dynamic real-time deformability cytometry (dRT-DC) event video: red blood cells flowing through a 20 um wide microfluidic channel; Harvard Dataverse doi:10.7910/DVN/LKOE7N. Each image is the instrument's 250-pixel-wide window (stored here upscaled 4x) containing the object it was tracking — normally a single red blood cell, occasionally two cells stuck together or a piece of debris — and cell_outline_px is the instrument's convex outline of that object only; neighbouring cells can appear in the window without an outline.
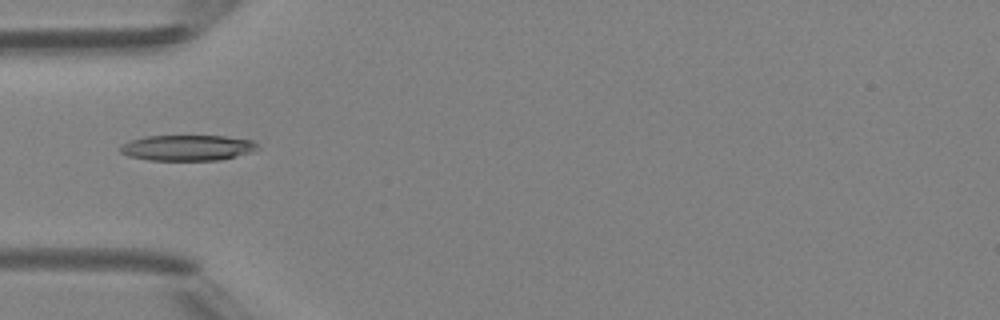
{"species": "Egyptian fruit bat (a non-hibernating species)", "species_latin": "Rousettus aegyptiacus", "temperature_condition": "room temperature", "stored_images_in_passage": 48, "camera_frame_rate_fps": 3000, "um_per_image_px": 0.085, "animal": {"sex": "female"}, "frame": {"image": 1, "passage_image": 16, "time_ms": 5.0, "image_size_px": [1000, 320], "cell_outline_px": [[260, 148], [252, 152], [220, 160], [148, 160], [128, 156], [120, 152], [120, 148], [124, 144], [132, 140], [144, 136], [224, 136], [252, 140], [260, 144]], "centroid_in_image_um": [15.98, 12.56], "position_along_channel_um": 69.0, "area_um2": 20.58}}
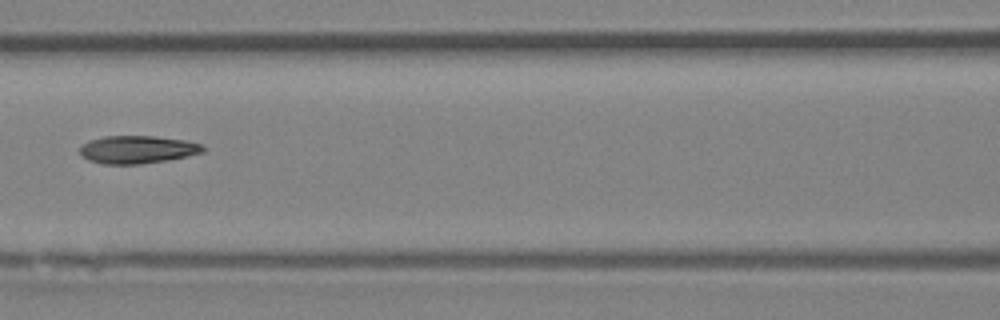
{"frame": {"image": 2, "passage_image": 22, "time_ms": 7.0, "image_size_px": [1000, 320], "cell_outline_px": [[208, 148], [204, 152], [168, 160], [140, 164], [104, 164], [88, 160], [80, 156], [80, 148], [84, 144], [92, 140], [104, 136], [156, 136], [184, 140], [204, 144]], "centroid_in_image_um": [11.73, 12.71], "position_along_channel_um": 154.9, "area_um2": 20.06}}
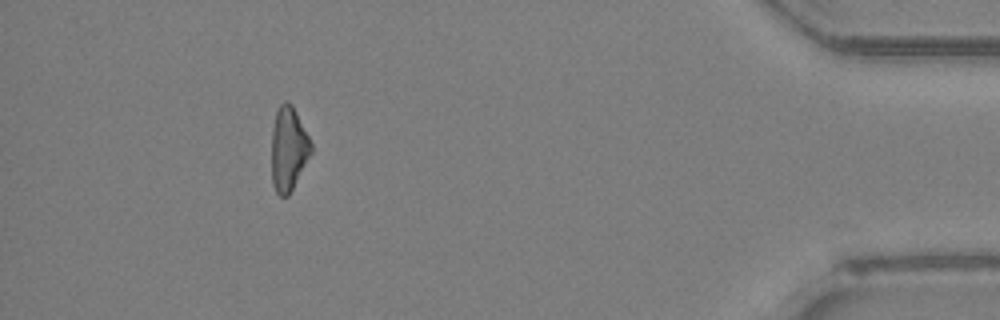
{"frame": {"image": 3, "passage_image": 44, "time_ms": 14.333, "image_size_px": [1000, 320], "cell_outline_px": [[312, 152], [288, 196], [280, 196], [276, 192], [272, 184], [272, 128], [276, 112], [280, 104], [284, 100], [288, 100], [292, 104], [312, 144]], "centroid_in_image_um": [24.51, 12.63], "position_along_channel_um": 410.7, "area_um2": 19.25}, "authors_computed_cell_mechanics": {"area_um2": 20.1144, "velocity_mm_per_s": 4.298, "shape_relaxation_time_tau1_ms": 3.5975, "shape_relaxation_time_tau2_ms": 3.2224, "deformation_change_tau1": 0.1367, "deformation_change_tau2": 0.1278}}